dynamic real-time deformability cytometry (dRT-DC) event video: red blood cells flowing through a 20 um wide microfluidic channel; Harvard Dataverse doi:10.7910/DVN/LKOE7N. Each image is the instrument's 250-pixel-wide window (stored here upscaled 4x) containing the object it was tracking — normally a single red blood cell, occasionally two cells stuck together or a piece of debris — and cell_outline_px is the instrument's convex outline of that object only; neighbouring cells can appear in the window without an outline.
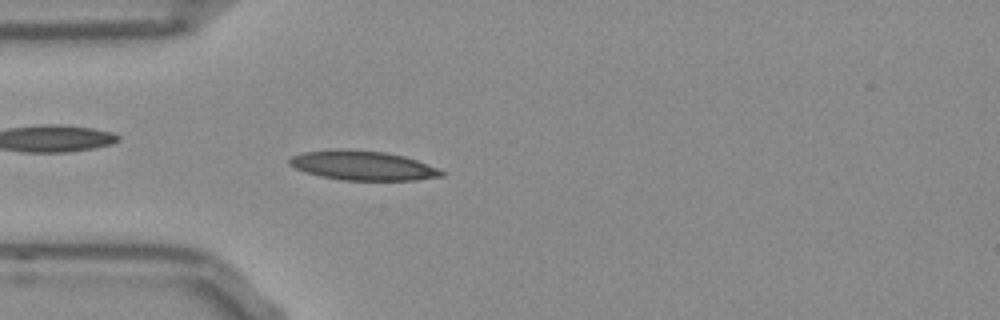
{"species": "Egyptian fruit bat (a non-hibernating species)", "species_latin": "Rousettus aegyptiacus", "temperature_condition": "room temperature", "stored_images_in_passage": 51, "camera_frame_rate_fps": 3000, "um_per_image_px": 0.085, "frame": {"image": 1, "passage_image": 13, "time_ms": 4.0, "image_size_px": [1000, 320], "cell_outline_px": [[444, 176], [412, 180], [344, 180], [320, 176], [296, 168], [288, 164], [288, 160], [292, 156], [304, 152], [336, 148], [384, 152], [404, 156], [416, 160], [436, 168], [444, 172]], "centroid_in_image_um": [30.8, 14.06], "position_along_channel_um": 54.2, "area_um2": 25.78}}
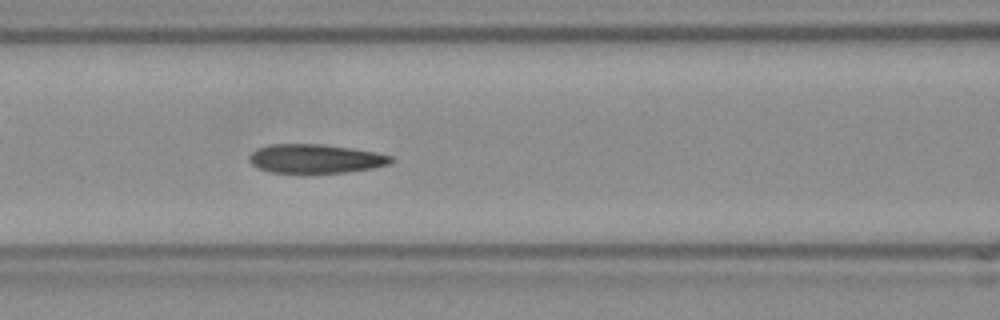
{"frame": {"image": 2, "passage_image": 20, "time_ms": 6.333, "image_size_px": [1000, 320], "cell_outline_px": [[396, 160], [388, 164], [372, 168], [348, 172], [308, 176], [300, 176], [272, 172], [256, 168], [248, 160], [248, 156], [256, 148], [268, 144], [320, 144], [352, 148], [376, 152], [392, 156]], "centroid_in_image_um": [26.77, 13.54], "position_along_channel_um": 139.8, "area_um2": 25.14}}
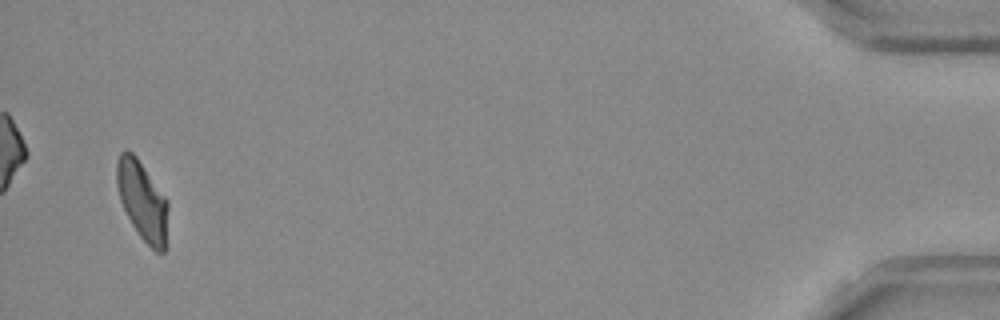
{"frame": {"image": 3, "passage_image": 49, "time_ms": 16.0, "image_size_px": [1000, 320], "cell_outline_px": [[168, 208], [164, 252], [156, 252], [140, 236], [132, 224], [120, 200], [116, 184], [116, 164], [120, 152], [124, 148], [132, 152], [136, 156], [168, 200]], "centroid_in_image_um": [12.08, 17.01], "position_along_channel_um": 423.1, "area_um2": 23.47}, "authors_computed_cell_mechanics": {"area_um2": 24.0448, "velocity_mm_per_s": 3.8437, "shape_relaxation_time_tau1_ms": 6.8435, "shape_relaxation_time_tau2_ms": 2.2034, "deformation_change_tau1": 0.1839, "deformation_change_tau2": 0.0829}}